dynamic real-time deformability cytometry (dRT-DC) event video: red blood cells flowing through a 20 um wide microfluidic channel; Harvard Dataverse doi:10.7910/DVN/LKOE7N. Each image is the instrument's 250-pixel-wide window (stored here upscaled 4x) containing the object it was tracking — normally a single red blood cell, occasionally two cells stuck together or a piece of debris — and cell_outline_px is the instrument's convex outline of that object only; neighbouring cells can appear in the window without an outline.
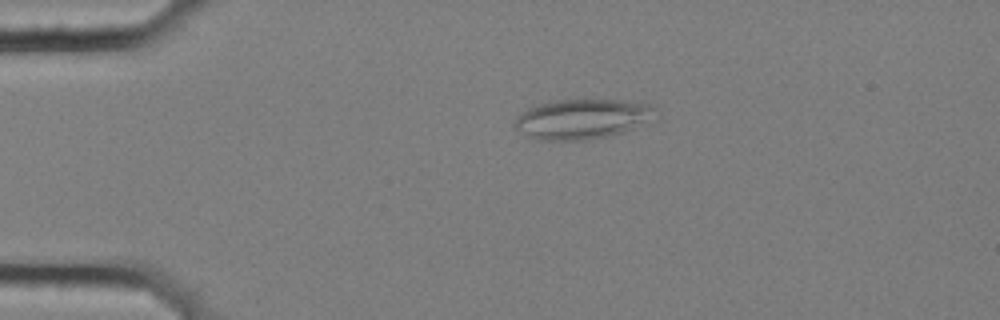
{"species": "common noctule bat (a hibernating species)", "species_latin": "Nyctalus noctula", "temperature_condition": "cold", "stored_images_in_passage": 5, "camera_frame_rate_fps": 3000, "um_per_image_px": 0.085, "animal": {"sex": "female", "body_mass_g": 25.1}, "frame": {"image": 1, "passage_image": 4, "time_ms": 1.0, "image_size_px": [1000, 320], "cell_outline_px": [[660, 116], [620, 132], [608, 136], [584, 140], [540, 140], [528, 136], [516, 128], [512, 124], [516, 116], [520, 112], [528, 108], [540, 104], [556, 100], [624, 100], [648, 104], [656, 108]], "centroid_in_image_um": [49.48, 10.1], "position_along_channel_um": 35.5, "area_um2": 32.66}}